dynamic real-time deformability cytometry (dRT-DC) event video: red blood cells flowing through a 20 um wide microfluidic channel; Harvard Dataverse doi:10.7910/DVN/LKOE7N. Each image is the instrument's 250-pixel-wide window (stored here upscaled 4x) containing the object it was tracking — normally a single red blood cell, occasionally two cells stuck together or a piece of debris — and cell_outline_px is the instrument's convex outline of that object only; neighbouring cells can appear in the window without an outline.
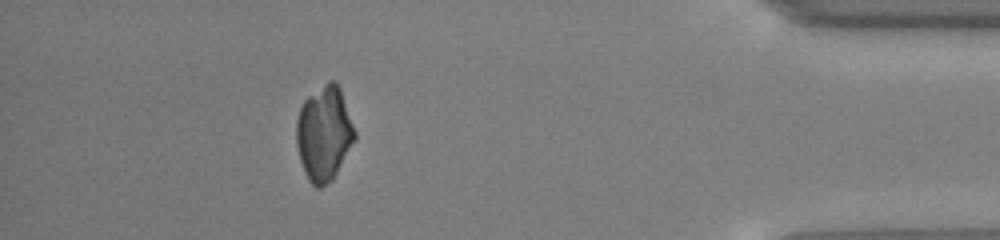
{"species": "common noctule bat (a hibernating species)", "species_latin": "Nyctalus noctula", "temperature_condition": "cold", "stored_images_in_passage": 36, "camera_frame_rate_fps": 3000, "um_per_image_px": 0.085, "animal": {"sex": "male", "body_mass_g": 13.0, "forearm_length_mm": 53.1}, "frame": {"image": 1, "passage_image": 31, "time_ms": 10.0, "image_size_px": [1000, 240], "cell_outline_px": [[356, 140], [332, 180], [320, 188], [316, 188], [308, 180], [304, 172], [300, 160], [296, 144], [296, 120], [300, 108], [304, 100], [308, 96], [328, 80], [332, 80], [340, 88], [356, 132]], "centroid_in_image_um": [27.54, 11.36], "position_along_channel_um": 407.7, "area_um2": 32.31}}